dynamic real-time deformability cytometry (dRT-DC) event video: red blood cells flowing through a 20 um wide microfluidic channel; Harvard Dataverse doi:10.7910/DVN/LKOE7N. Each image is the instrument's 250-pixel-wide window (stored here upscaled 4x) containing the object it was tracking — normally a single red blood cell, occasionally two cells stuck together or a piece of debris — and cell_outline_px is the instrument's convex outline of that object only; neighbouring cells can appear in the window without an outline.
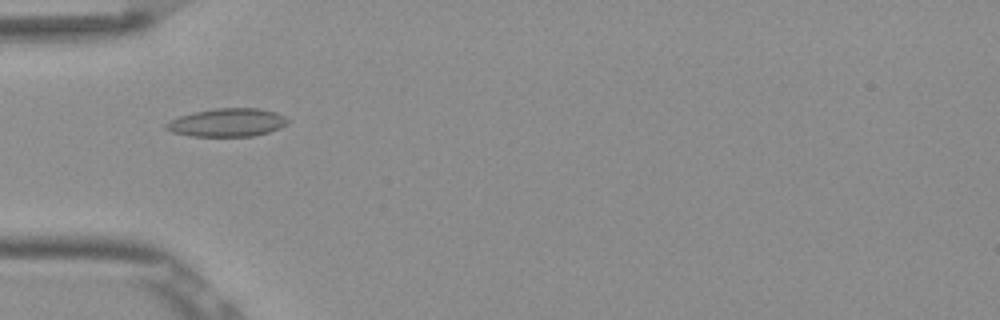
{"species": "Egyptian fruit bat (a non-hibernating species)", "species_latin": "Rousettus aegyptiacus", "temperature_condition": "room temperature", "stored_images_in_passage": 52, "camera_frame_rate_fps": 3000, "um_per_image_px": 0.085, "frame": {"image": 1, "passage_image": 17, "time_ms": 5.333, "image_size_px": [1000, 320], "cell_outline_px": [[288, 124], [280, 128], [268, 132], [252, 136], [192, 136], [172, 132], [164, 128], [164, 124], [180, 116], [192, 112], [212, 108], [260, 108], [276, 112], [284, 116], [288, 120]], "centroid_in_image_um": [19.32, 10.4], "position_along_channel_um": 65.7, "area_um2": 20.06}}
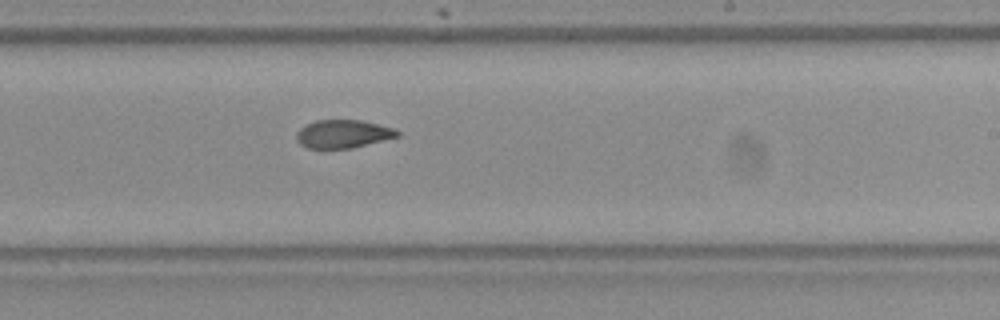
{"frame": {"image": 2, "passage_image": 32, "time_ms": 10.333, "image_size_px": [1000, 320], "cell_outline_px": [[400, 136], [352, 148], [308, 148], [300, 144], [296, 140], [296, 132], [300, 128], [316, 120], [360, 120], [380, 124], [396, 128], [400, 132]], "centroid_in_image_um": [29.19, 11.38], "position_along_channel_um": 259.8, "area_um2": 16.65}}
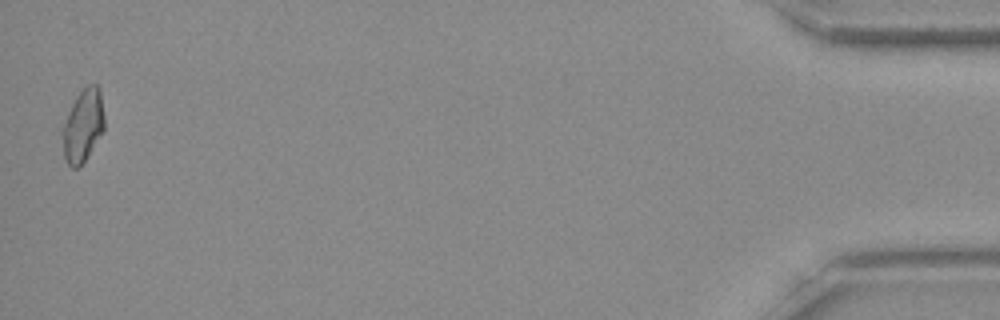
{"frame": {"image": 3, "passage_image": 52, "time_ms": 17.0, "image_size_px": [1000, 320], "cell_outline_px": [[104, 128], [88, 156], [76, 168], [72, 168], [68, 164], [64, 156], [60, 132], [60, 128], [76, 96], [88, 84], [96, 84], [100, 88], [104, 116]], "centroid_in_image_um": [7.02, 10.66], "position_along_channel_um": 428.2, "area_um2": 17.86}, "authors_computed_cell_mechanics": {"area_um2": 17.8602, "velocity_mm_per_s": 3.8855, "shape_relaxation_time_tau1_ms": null, "shape_relaxation_time_tau2_ms": 3.2843, "deformation_change_tau1": null, "deformation_change_tau2": 0.0919}}